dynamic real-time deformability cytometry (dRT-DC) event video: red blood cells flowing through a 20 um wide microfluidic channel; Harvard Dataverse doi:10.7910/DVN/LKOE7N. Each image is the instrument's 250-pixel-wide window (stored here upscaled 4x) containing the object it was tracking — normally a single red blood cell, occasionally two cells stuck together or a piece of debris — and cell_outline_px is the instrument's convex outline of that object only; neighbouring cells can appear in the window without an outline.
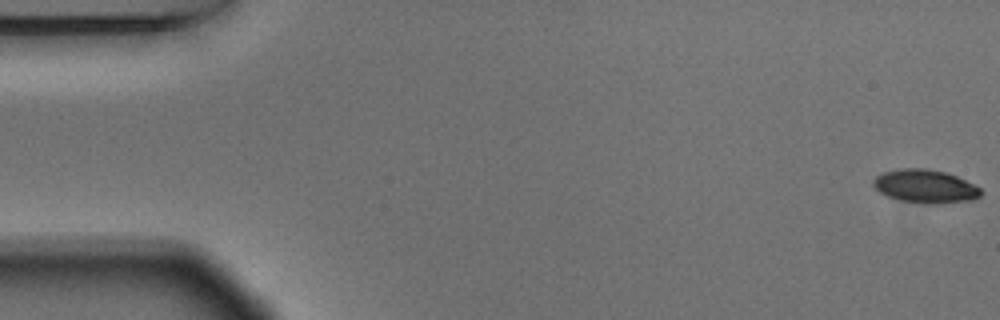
{"species": "Egyptian fruit bat (a non-hibernating species)", "species_latin": "Rousettus aegyptiacus", "temperature_condition": "warm", "stored_images_in_passage": 46, "camera_frame_rate_fps": 3000, "um_per_image_px": 0.085, "animal": {"sex": "male"}, "frame": {"image": 1, "passage_image": 1, "time_ms": 0.0, "image_size_px": [1000, 320], "cell_outline_px": [[980, 196], [972, 200], [936, 204], [924, 204], [900, 200], [888, 196], [880, 192], [872, 184], [872, 180], [876, 176], [884, 172], [900, 168], [924, 168], [944, 172], [956, 176], [980, 188]], "centroid_in_image_um": [78.61, 15.84], "position_along_channel_um": 6.4, "area_um2": 20.75}}
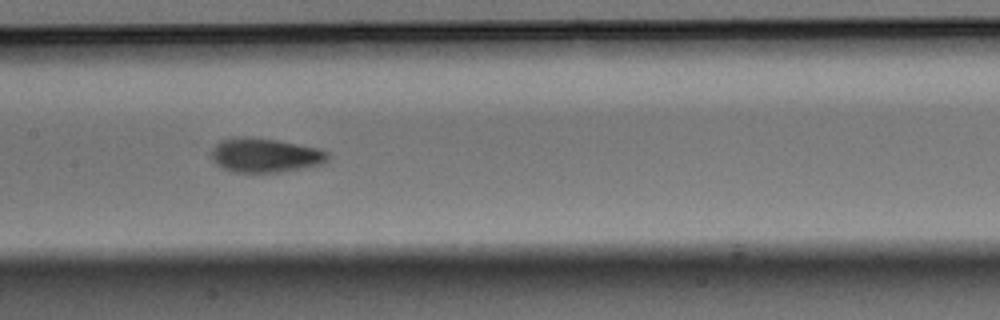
{"frame": {"image": 2, "passage_image": 27, "time_ms": 8.667, "image_size_px": [1000, 320], "cell_outline_px": [[328, 160], [320, 164], [280, 172], [232, 172], [220, 168], [212, 160], [212, 148], [220, 140], [244, 136], [276, 140], [320, 148], [328, 152]], "centroid_in_image_um": [22.5, 13.2], "position_along_channel_um": 184.9, "area_um2": 23.18}}
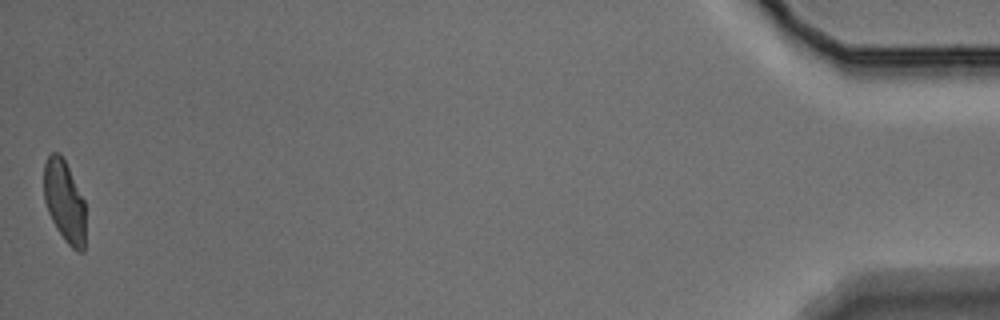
{"frame": {"image": 3, "passage_image": 46, "time_ms": 15.0, "image_size_px": [1000, 320], "cell_outline_px": [[84, 252], [76, 252], [64, 240], [56, 228], [48, 212], [44, 200], [44, 164], [48, 156], [52, 152], [60, 152], [84, 200]], "centroid_in_image_um": [5.46, 17.13], "position_along_channel_um": 429.7, "area_um2": 19.71}, "authors_computed_cell_mechanics": {"area_um2": 22.1952, "velocity_mm_per_s": 3.6753, "shape_relaxation_time_tau1_ms": 3.2999, "shape_relaxation_time_tau2_ms": 1.5558, "deformation_change_tau1": 0.144, "deformation_change_tau2": 0.0688}}